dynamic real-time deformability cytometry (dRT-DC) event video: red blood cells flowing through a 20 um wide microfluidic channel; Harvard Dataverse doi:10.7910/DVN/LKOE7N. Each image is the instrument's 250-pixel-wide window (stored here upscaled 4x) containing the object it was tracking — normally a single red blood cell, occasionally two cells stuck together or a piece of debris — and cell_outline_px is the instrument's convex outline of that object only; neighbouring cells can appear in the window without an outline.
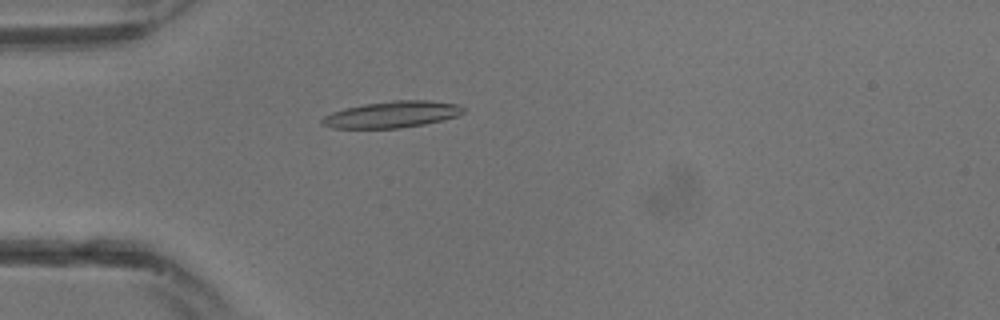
{"species": "common noctule bat (a hibernating species)", "species_latin": "Nyctalus noctula", "temperature_condition": "warm", "stored_images_in_passage": 15, "camera_frame_rate_fps": 3000, "um_per_image_px": 0.085, "animal": {"sex": "male", "body_mass_g": 13.3}, "frame": {"image": 1, "passage_image": 9, "time_ms": 2.667, "image_size_px": [1000, 320], "cell_outline_px": [[464, 112], [456, 116], [444, 120], [424, 124], [400, 128], [332, 128], [320, 124], [320, 120], [324, 116], [332, 112], [344, 108], [364, 104], [396, 100], [428, 100], [460, 104], [464, 108]], "centroid_in_image_um": [33.32, 9.73], "position_along_channel_um": 51.7, "area_um2": 21.91}}
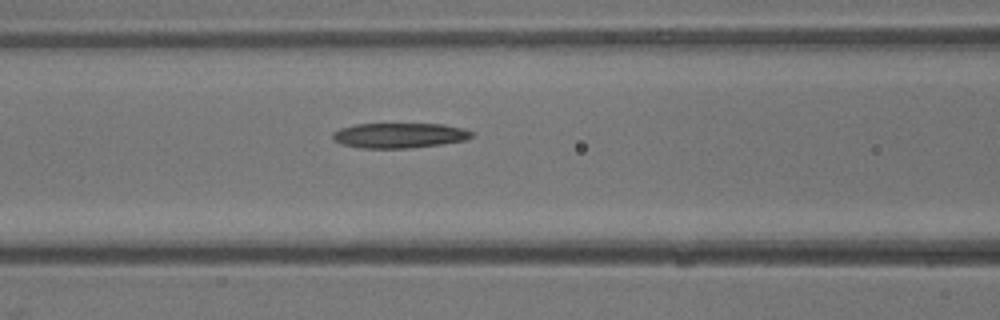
{"frame": {"image": 2, "passage_image": 13, "time_ms": 4.0, "image_size_px": [1000, 320], "cell_outline_px": [[472, 136], [464, 140], [440, 144], [412, 148], [360, 148], [340, 144], [332, 140], [332, 132], [340, 128], [356, 124], [444, 124], [464, 128], [472, 132]], "centroid_in_image_um": [33.89, 11.51], "position_along_channel_um": 132.7, "area_um2": 20.4}}
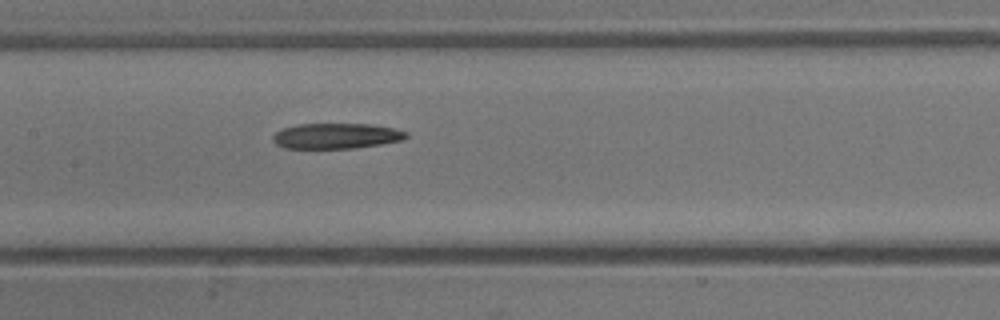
{"frame": {"image": 3, "passage_image": 15, "time_ms": 4.667, "image_size_px": [1000, 320], "cell_outline_px": [[408, 136], [404, 140], [356, 148], [284, 148], [276, 144], [272, 140], [272, 136], [276, 132], [284, 128], [296, 124], [372, 124], [392, 128], [408, 132]], "centroid_in_image_um": [28.59, 11.55], "position_along_channel_um": 178.8, "area_um2": 19.83}}